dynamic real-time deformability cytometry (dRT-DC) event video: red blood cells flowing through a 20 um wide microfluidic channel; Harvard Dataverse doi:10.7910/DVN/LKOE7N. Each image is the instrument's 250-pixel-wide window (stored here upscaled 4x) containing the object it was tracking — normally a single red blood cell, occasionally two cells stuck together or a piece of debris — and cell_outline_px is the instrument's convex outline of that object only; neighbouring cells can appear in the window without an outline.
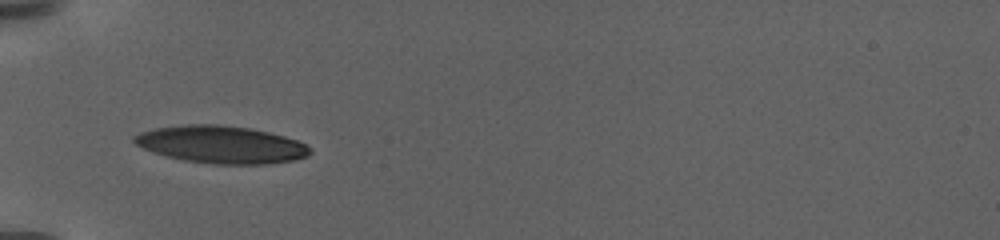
{"species": "human", "species_latin": "Homo sapiens", "temperature_condition": "warm", "stored_images_in_passage": 30, "camera_frame_rate_fps": 3000, "um_per_image_px": 0.085, "donor": {"sex": "female"}, "frame": {"image": 1, "passage_image": 1, "time_ms": 0.0, "image_size_px": [1000, 240], "cell_outline_px": [[312, 152], [308, 156], [292, 160], [268, 164], [212, 164], [184, 160], [152, 152], [136, 144], [132, 140], [132, 136], [140, 132], [156, 128], [188, 124], [220, 124], [248, 128], [268, 132], [284, 136], [296, 140], [312, 148]], "centroid_in_image_um": [18.8, 12.29], "position_along_channel_um": 66.2, "area_um2": 38.26}}
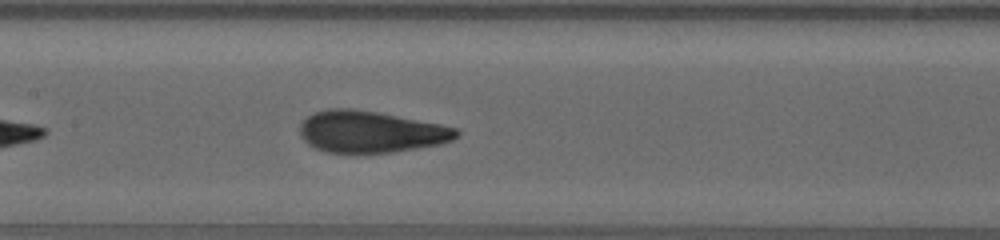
{"frame": {"image": 2, "passage_image": 11, "time_ms": 4.0, "image_size_px": [1000, 240], "cell_outline_px": [[460, 136], [452, 140], [440, 144], [392, 152], [328, 152], [316, 148], [308, 144], [300, 136], [300, 124], [308, 116], [316, 112], [328, 108], [352, 108], [376, 112], [440, 124], [456, 128], [460, 132]], "centroid_in_image_um": [31.5, 11.19], "position_along_channel_um": 175.9, "area_um2": 37.69}}
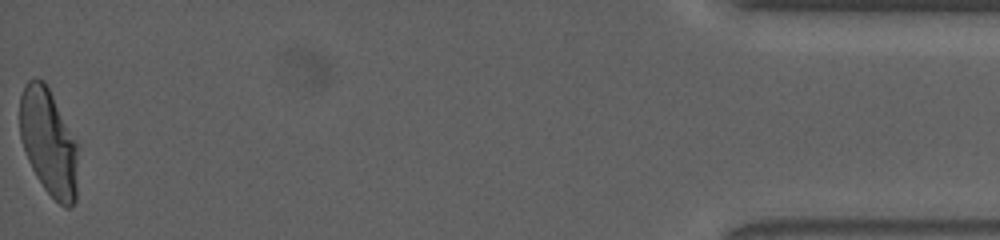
{"frame": {"image": 3, "passage_image": 30, "time_ms": 15.667, "image_size_px": [1000, 240], "cell_outline_px": [[76, 200], [72, 208], [64, 208], [44, 188], [36, 176], [28, 160], [20, 136], [20, 96], [24, 84], [28, 80], [36, 76], [44, 80], [76, 140]], "centroid_in_image_um": [4.11, 12.07], "position_along_channel_um": 431.1, "area_um2": 35.89}, "authors_computed_cell_mechanics": {"area_um2": 37.3677, "velocity_mm_per_s": 2.8972, "shape_relaxation_time_tau1_ms": 6.7332, "shape_relaxation_time_tau2_ms": null, "deformation_change_tau1": 0.2301, "deformation_change_tau2": null}}